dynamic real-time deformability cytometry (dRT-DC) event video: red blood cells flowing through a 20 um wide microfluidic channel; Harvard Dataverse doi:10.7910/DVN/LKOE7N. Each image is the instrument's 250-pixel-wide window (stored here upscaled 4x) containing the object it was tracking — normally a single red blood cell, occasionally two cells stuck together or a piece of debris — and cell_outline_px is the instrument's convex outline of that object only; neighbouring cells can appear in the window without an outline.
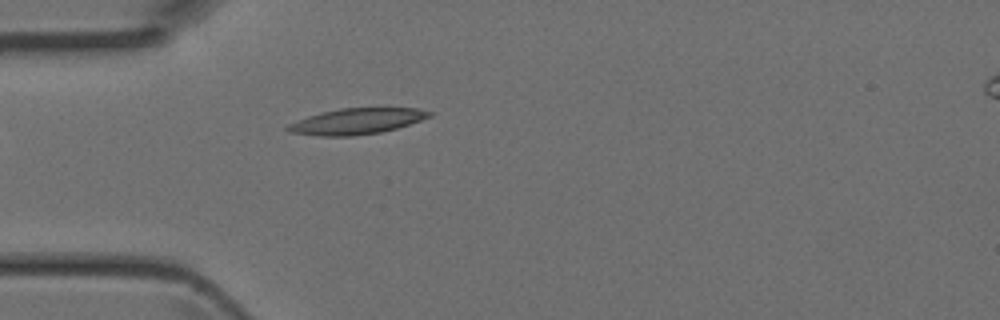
{"species": "Egyptian fruit bat (a non-hibernating species)", "species_latin": "Rousettus aegyptiacus", "temperature_condition": "room temperature", "stored_images_in_passage": 1, "camera_frame_rate_fps": 3000, "um_per_image_px": 0.085, "animal": {"sex": "female"}, "frame": {"image": 1, "passage_image": 1, "time_ms": 0.0, "image_size_px": [1000, 320], "cell_outline_px": [[432, 116], [396, 128], [380, 132], [352, 136], [320, 136], [288, 132], [284, 128], [288, 124], [308, 116], [340, 108], [416, 108], [432, 112]], "centroid_in_image_um": [30.29, 10.31], "position_along_channel_um": 54.7, "area_um2": 21.15}}